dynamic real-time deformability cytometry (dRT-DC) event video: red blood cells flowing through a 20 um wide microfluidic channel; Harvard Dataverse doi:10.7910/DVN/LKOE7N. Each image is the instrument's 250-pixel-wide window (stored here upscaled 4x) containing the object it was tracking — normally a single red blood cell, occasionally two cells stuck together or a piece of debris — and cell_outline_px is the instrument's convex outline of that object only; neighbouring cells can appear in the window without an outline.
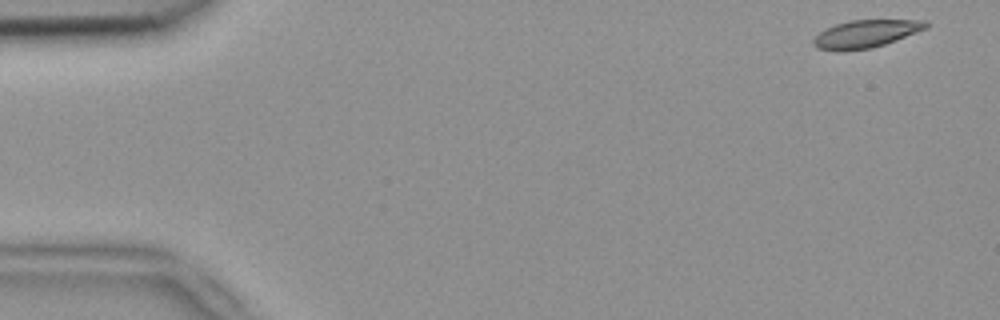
{"species": "common noctule bat (a hibernating species)", "species_latin": "Nyctalus noctula", "temperature_condition": "room temperature", "stored_images_in_passage": 4, "camera_frame_rate_fps": 3000, "um_per_image_px": 0.085, "animal": {"sex": "female", "body_mass_g": 18.4}, "frame": {"image": 1, "passage_image": 1, "time_ms": 0.0, "image_size_px": [1000, 320], "cell_outline_px": [[928, 28], [896, 40], [872, 48], [840, 52], [836, 52], [816, 48], [812, 44], [812, 40], [820, 32], [836, 24], [852, 20], [928, 20]], "centroid_in_image_um": [73.58, 2.89], "position_along_channel_um": 11.4, "area_um2": 18.26}}